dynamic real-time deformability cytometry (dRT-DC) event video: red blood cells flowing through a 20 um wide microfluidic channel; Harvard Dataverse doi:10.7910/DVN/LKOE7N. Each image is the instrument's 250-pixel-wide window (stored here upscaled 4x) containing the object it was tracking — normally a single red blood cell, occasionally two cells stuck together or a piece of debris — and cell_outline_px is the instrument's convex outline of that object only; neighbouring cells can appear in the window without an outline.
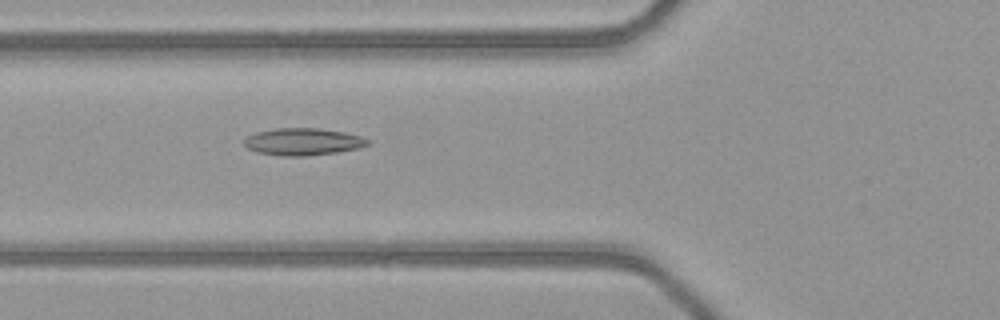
{"species": "common noctule bat (a hibernating species)", "species_latin": "Nyctalus noctula", "temperature_condition": "warm", "stored_images_in_passage": 50, "camera_frame_rate_fps": 3000, "um_per_image_px": 0.085, "animal": {"sex": "female", "body_mass_g": 21.9}, "frame": {"image": 1, "passage_image": 19, "time_ms": 6.0, "image_size_px": [1000, 320], "cell_outline_px": [[372, 140], [368, 144], [360, 148], [336, 152], [304, 156], [284, 156], [256, 152], [248, 148], [244, 144], [244, 140], [248, 136], [256, 132], [276, 128], [320, 128], [344, 132], [360, 136]], "centroid_in_image_um": [25.77, 12.04], "position_along_channel_um": 100.0, "area_um2": 19.54}}
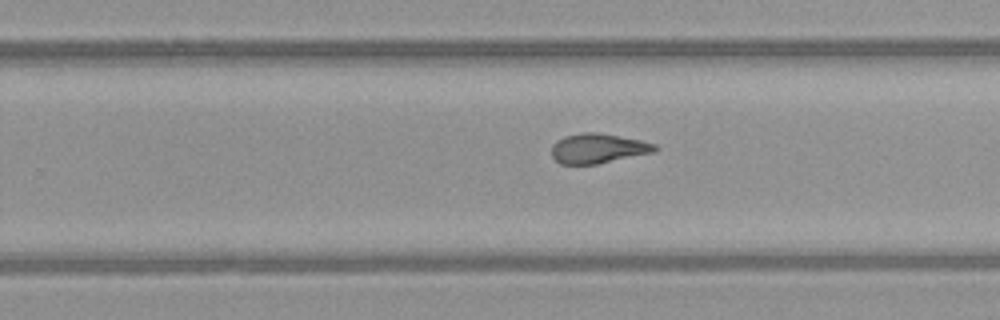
{"frame": {"image": 2, "passage_image": 32, "time_ms": 10.333, "image_size_px": [1000, 320], "cell_outline_px": [[660, 148], [656, 152], [596, 164], [560, 164], [552, 156], [552, 144], [556, 140], [564, 136], [580, 132], [596, 132], [640, 140], [656, 144]], "centroid_in_image_um": [50.84, 12.61], "position_along_channel_um": 279.0, "area_um2": 18.03}}
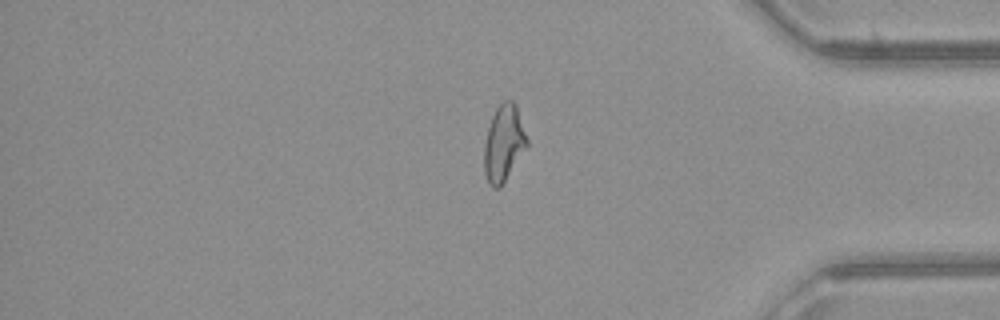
{"frame": {"image": 3, "passage_image": 42, "time_ms": 13.667, "image_size_px": [1000, 320], "cell_outline_px": [[528, 144], [500, 188], [492, 188], [488, 184], [484, 172], [484, 144], [488, 128], [492, 116], [496, 108], [504, 100], [512, 100], [516, 104], [528, 140]], "centroid_in_image_um": [42.8, 12.18], "position_along_channel_um": 392.4, "area_um2": 18.96}, "authors_computed_cell_mechanics": {"area_um2": 19.074, "velocity_mm_per_s": 4.122, "shape_relaxation_time_tau1_ms": null, "shape_relaxation_time_tau2_ms": 2.2096, "deformation_change_tau1": null, "deformation_change_tau2": 0.111}}